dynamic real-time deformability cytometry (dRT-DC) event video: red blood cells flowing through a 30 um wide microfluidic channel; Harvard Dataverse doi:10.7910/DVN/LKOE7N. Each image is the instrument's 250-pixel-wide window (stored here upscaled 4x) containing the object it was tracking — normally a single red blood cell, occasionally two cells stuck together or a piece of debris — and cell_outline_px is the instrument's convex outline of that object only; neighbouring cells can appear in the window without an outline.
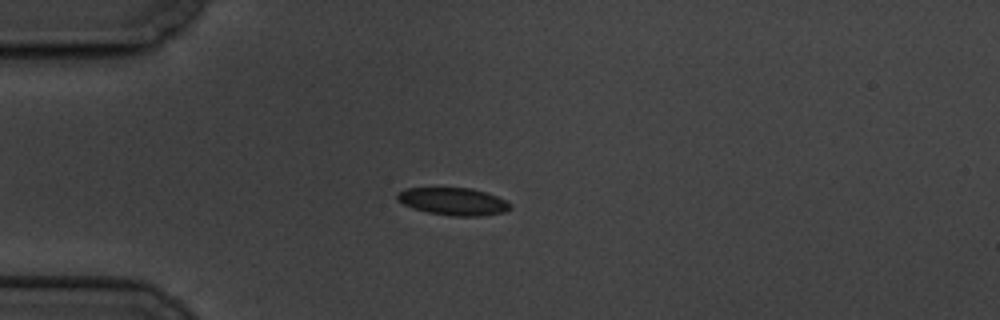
{"species": "common noctule bat (a hibernating species)", "species_latin": "Nyctalus noctula", "temperature_condition": "cold", "stored_images_in_passage": 8, "camera_frame_rate_fps": 3000, "um_per_image_px": 0.085, "animal": {"sex": "male", "body_mass_g": 19.5, "forearm_length_mm": 54.6}, "frame": {"image": 1, "passage_image": 4, "time_ms": 3.333, "image_size_px": [1000, 320], "cell_outline_px": [[512, 208], [504, 212], [480, 216], [452, 216], [428, 212], [412, 208], [396, 200], [396, 192], [404, 188], [472, 188], [496, 196], [512, 204]], "centroid_in_image_um": [38.5, 17.12], "position_along_channel_um": 46.5, "area_um2": 18.15}}
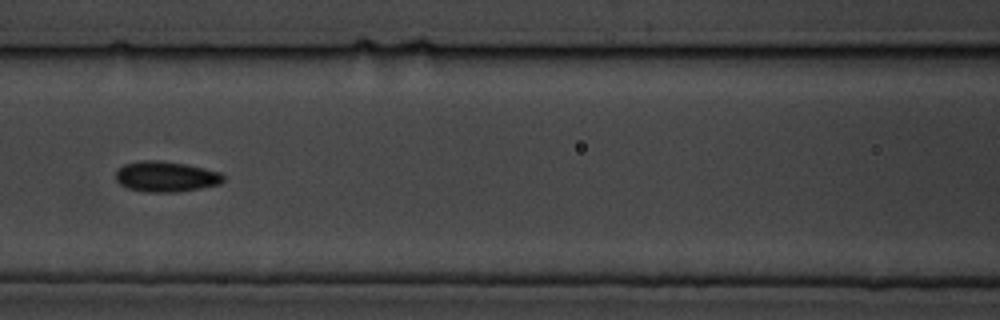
{"frame": {"image": 2, "passage_image": 7, "time_ms": 7.0, "image_size_px": [1000, 320], "cell_outline_px": [[224, 180], [220, 184], [200, 188], [176, 192], [148, 192], [128, 188], [120, 184], [116, 180], [116, 172], [124, 164], [144, 160], [156, 160], [184, 164], [204, 168], [220, 172], [224, 176]], "centroid_in_image_um": [14.11, 15.01], "position_along_channel_um": 152.5, "area_um2": 18.96}}
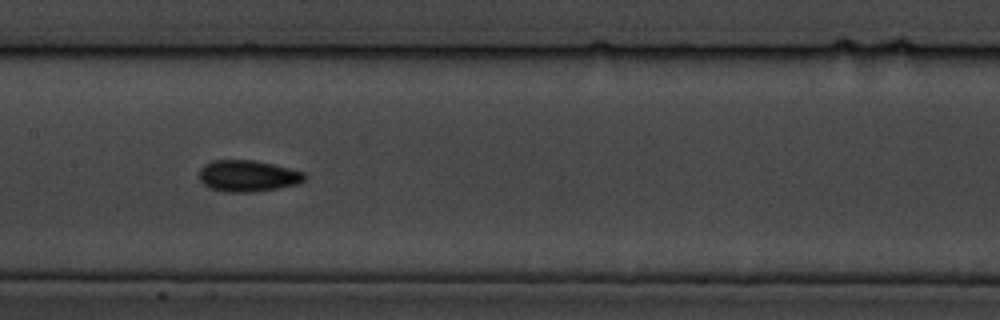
{"frame": {"image": 3, "passage_image": 8, "time_ms": 8.0, "image_size_px": [1000, 320], "cell_outline_px": [[308, 176], [304, 180], [296, 184], [280, 188], [252, 192], [224, 192], [208, 188], [200, 180], [200, 168], [204, 164], [212, 160], [252, 160], [272, 164], [304, 172]], "centroid_in_image_um": [21.05, 14.96], "position_along_channel_um": 186.4, "area_um2": 19.36}}